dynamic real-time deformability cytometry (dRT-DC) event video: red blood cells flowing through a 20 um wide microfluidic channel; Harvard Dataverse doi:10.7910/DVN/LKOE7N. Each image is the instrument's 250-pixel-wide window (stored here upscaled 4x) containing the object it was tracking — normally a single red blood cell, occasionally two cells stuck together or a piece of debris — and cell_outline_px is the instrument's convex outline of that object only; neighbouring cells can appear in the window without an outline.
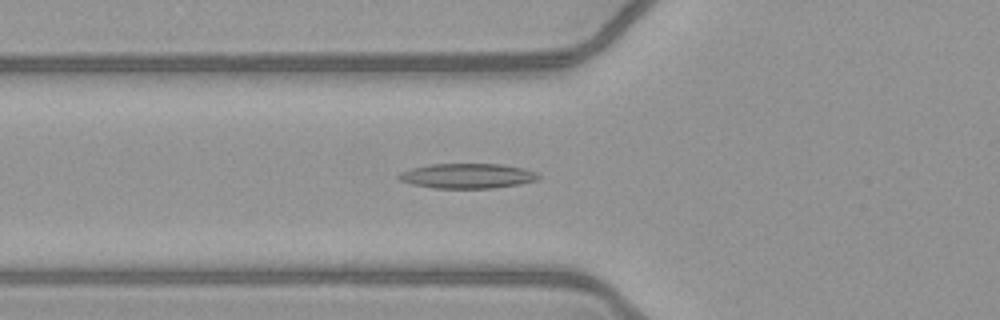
{"species": "common noctule bat (a hibernating species)", "species_latin": "Nyctalus noctula", "temperature_condition": "warm", "stored_images_in_passage": 51, "camera_frame_rate_fps": 3000, "um_per_image_px": 0.085, "animal": {"sex": "female", "body_mass_g": 21.9}, "frame": {"image": 1, "passage_image": 19, "time_ms": 6.0, "image_size_px": [1000, 320], "cell_outline_px": [[540, 176], [536, 180], [520, 184], [492, 188], [432, 188], [412, 184], [400, 180], [396, 176], [400, 172], [412, 168], [428, 164], [500, 164], [524, 168], [536, 172]], "centroid_in_image_um": [39.71, 14.95], "position_along_channel_um": 86.1, "area_um2": 20.29}}
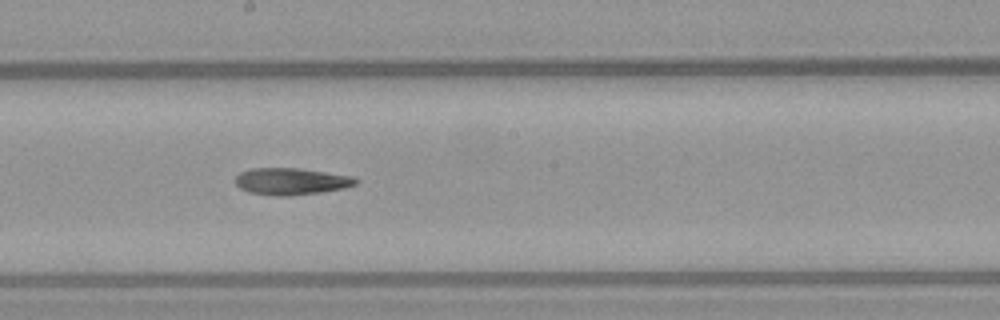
{"frame": {"image": 2, "passage_image": 29, "time_ms": 9.333, "image_size_px": [1000, 320], "cell_outline_px": [[360, 180], [356, 184], [344, 188], [320, 192], [292, 196], [276, 196], [248, 192], [240, 188], [236, 184], [236, 176], [240, 172], [252, 168], [300, 168], [352, 176]], "centroid_in_image_um": [24.75, 15.42], "position_along_channel_um": 223.4, "area_um2": 18.9}}
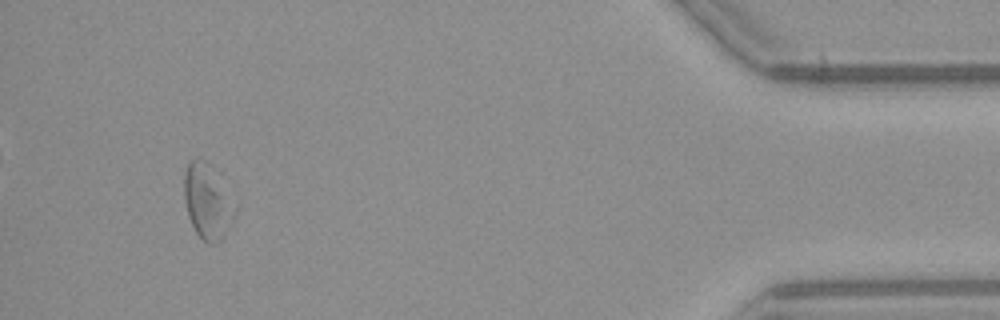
{"frame": {"image": 3, "passage_image": 48, "time_ms": 15.667, "image_size_px": [1000, 320], "cell_outline_px": [[236, 212], [224, 236], [216, 244], [208, 244], [196, 232], [188, 216], [184, 200], [184, 172], [188, 164], [192, 160], [204, 160], [216, 168], [220, 172]], "centroid_in_image_um": [17.63, 17.1], "position_along_channel_um": 417.6, "area_um2": 22.25}}